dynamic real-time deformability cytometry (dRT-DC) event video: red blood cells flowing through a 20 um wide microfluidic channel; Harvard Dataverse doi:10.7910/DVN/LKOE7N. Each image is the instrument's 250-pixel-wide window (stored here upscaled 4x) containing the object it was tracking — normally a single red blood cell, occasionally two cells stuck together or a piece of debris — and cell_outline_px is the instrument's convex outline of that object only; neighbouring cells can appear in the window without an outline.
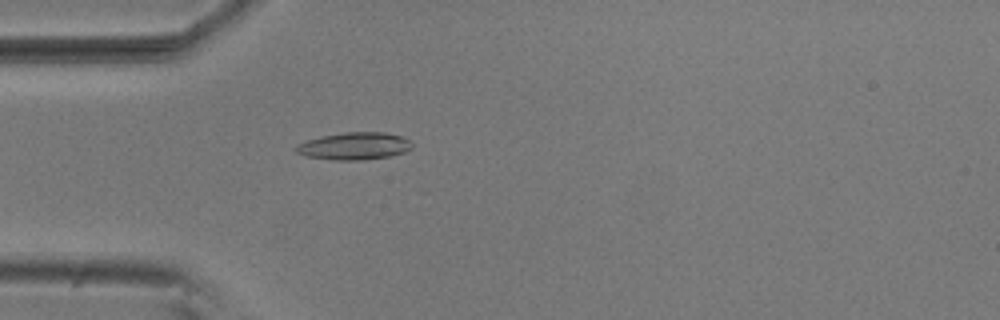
{"species": "common noctule bat (a hibernating species)", "species_latin": "Nyctalus noctula", "temperature_condition": "room temperature", "stored_images_in_passage": 44, "camera_frame_rate_fps": 3000, "um_per_image_px": 0.085, "animal": {"sex": "male", "body_mass_g": 20.5, "forearm_length_mm": 52.5}, "frame": {"image": 1, "passage_image": 5, "time_ms": 1.333, "image_size_px": [1000, 320], "cell_outline_px": [[412, 148], [404, 152], [392, 156], [364, 160], [332, 160], [304, 156], [296, 152], [292, 148], [296, 144], [320, 136], [344, 132], [384, 132], [400, 136], [412, 140]], "centroid_in_image_um": [30.09, 12.42], "position_along_channel_um": 54.9, "area_um2": 18.84}}
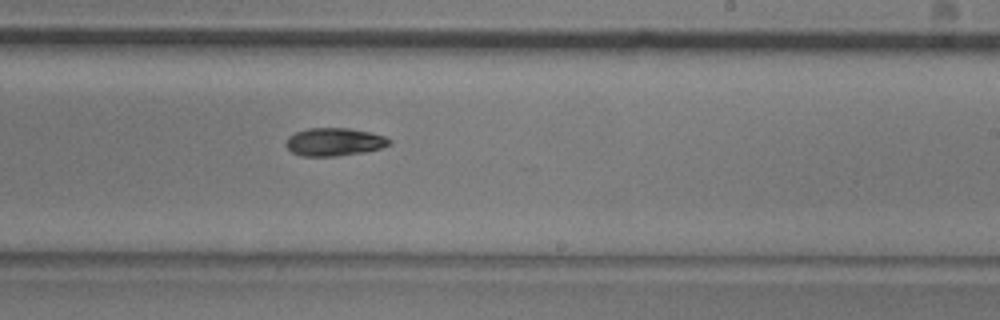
{"frame": {"image": 2, "passage_image": 22, "time_ms": 7.0, "image_size_px": [1000, 320], "cell_outline_px": [[392, 144], [380, 148], [364, 152], [336, 156], [300, 156], [292, 152], [284, 144], [288, 136], [296, 132], [308, 128], [348, 128], [372, 132], [384, 136], [392, 140]], "centroid_in_image_um": [28.42, 12.06], "position_along_channel_um": 260.6, "area_um2": 16.99}}
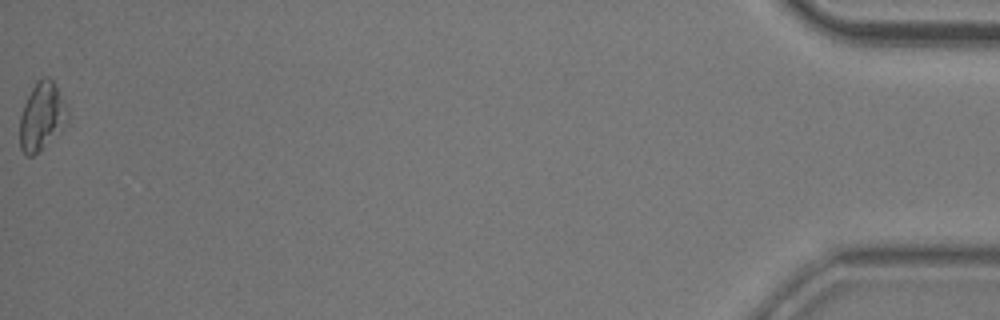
{"frame": {"image": 3, "passage_image": 44, "time_ms": 14.333, "image_size_px": [1000, 320], "cell_outline_px": [[68, 116], [40, 148], [32, 156], [28, 156], [20, 148], [20, 116], [24, 104], [36, 80], [44, 76], [48, 76], [52, 80], [68, 112]], "centroid_in_image_um": [3.47, 9.82], "position_along_channel_um": 431.7, "area_um2": 17.57}, "authors_computed_cell_mechanics": {"area_um2": 16.7909, "velocity_mm_per_s": 3.7141, "shape_relaxation_time_tau1_ms": 6.6956, "shape_relaxation_time_tau2_ms": null, "deformation_change_tau1": 0.1616, "deformation_change_tau2": null}}